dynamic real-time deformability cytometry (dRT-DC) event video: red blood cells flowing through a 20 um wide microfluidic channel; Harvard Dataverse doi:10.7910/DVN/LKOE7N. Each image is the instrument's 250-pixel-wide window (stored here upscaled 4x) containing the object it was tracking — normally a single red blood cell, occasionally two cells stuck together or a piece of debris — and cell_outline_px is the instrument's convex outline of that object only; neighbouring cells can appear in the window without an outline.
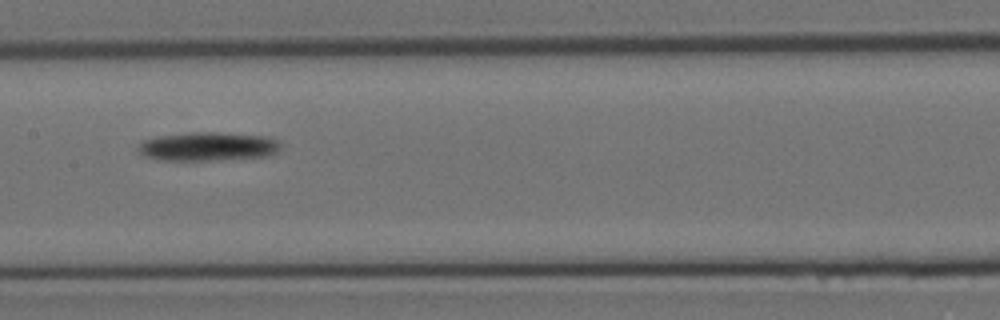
{"species": "Egyptian fruit bat (a non-hibernating species)", "species_latin": "Rousettus aegyptiacus", "temperature_condition": "room temperature", "stored_images_in_passage": 12, "camera_frame_rate_fps": 3000, "um_per_image_px": 0.085, "animal": {"sex": "female"}, "frame": {"image": 1, "passage_image": 10, "time_ms": 3.0, "image_size_px": [1000, 320], "cell_outline_px": [[280, 148], [276, 152], [268, 156], [208, 160], [156, 160], [144, 156], [136, 148], [144, 140], [156, 136], [192, 132], [216, 132], [268, 136], [276, 140], [280, 144]], "centroid_in_image_um": [17.64, 12.44], "position_along_channel_um": 189.8, "area_um2": 23.87}}
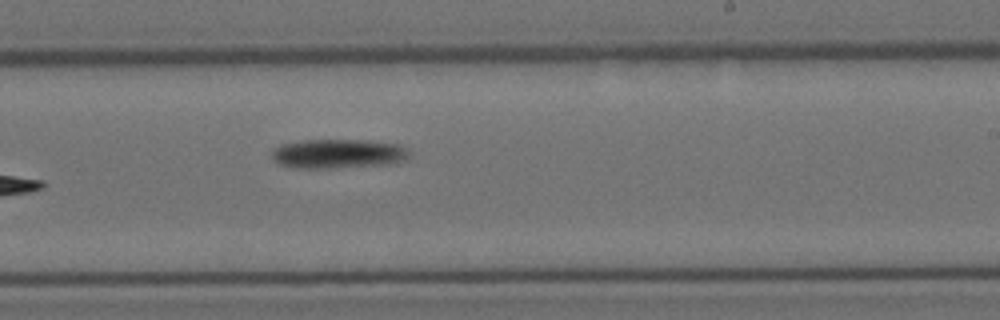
{"frame": {"image": 2, "passage_image": 12, "time_ms": 3.667, "image_size_px": [1000, 320], "cell_outline_px": [[412, 152], [408, 160], [396, 164], [340, 168], [292, 168], [280, 164], [272, 160], [272, 148], [280, 144], [304, 140], [360, 140], [400, 144], [408, 148]], "centroid_in_image_um": [28.8, 13.08], "position_along_channel_um": 260.2, "area_um2": 24.22}}